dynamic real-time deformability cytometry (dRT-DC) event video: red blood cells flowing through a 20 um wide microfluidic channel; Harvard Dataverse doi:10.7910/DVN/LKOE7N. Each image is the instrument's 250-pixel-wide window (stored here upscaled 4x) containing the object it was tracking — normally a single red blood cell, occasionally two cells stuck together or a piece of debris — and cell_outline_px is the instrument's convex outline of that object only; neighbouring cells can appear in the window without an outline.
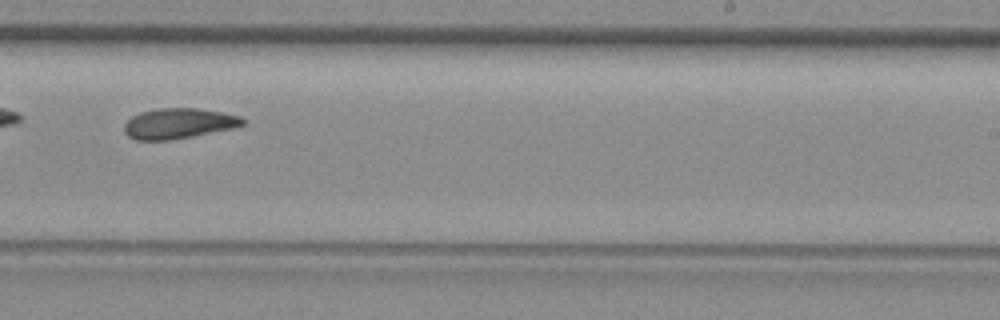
{"species": "common noctule bat (a hibernating species)", "species_latin": "Nyctalus noctula", "temperature_condition": "room temperature", "stored_images_in_passage": 33, "camera_frame_rate_fps": 3000, "um_per_image_px": 0.085, "animal": {"sex": "female", "body_mass_g": 29.2, "forearm_length_mm": 56.3}, "frame": {"image": 1, "passage_image": 15, "time_ms": 4.667, "image_size_px": [1000, 320], "cell_outline_px": [[244, 124], [232, 128], [192, 136], [168, 140], [136, 140], [128, 136], [124, 132], [124, 124], [132, 116], [140, 112], [156, 108], [196, 108], [220, 112], [240, 116], [244, 120]], "centroid_in_image_um": [15.13, 10.49], "position_along_channel_um": 273.9, "area_um2": 20.81}}
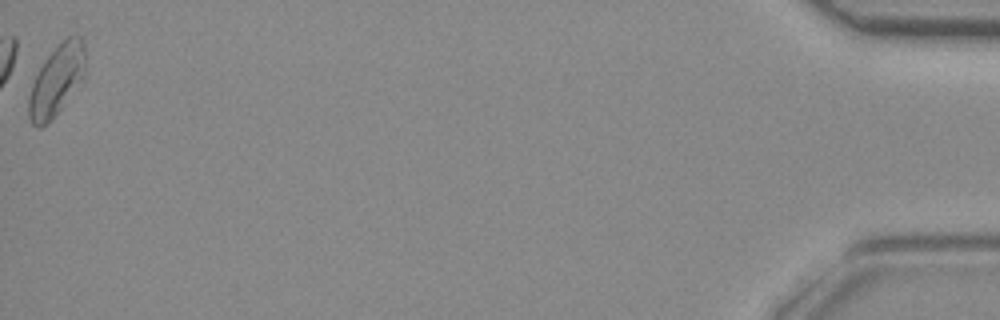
{"frame": {"image": 2, "passage_image": 33, "time_ms": 10.667, "image_size_px": [1000, 320], "cell_outline_px": [[84, 72], [52, 120], [40, 128], [36, 128], [32, 124], [28, 116], [28, 96], [32, 84], [44, 60], [68, 36], [80, 36], [84, 40]], "centroid_in_image_um": [4.75, 6.85], "position_along_channel_um": 430.4, "area_um2": 22.37}}